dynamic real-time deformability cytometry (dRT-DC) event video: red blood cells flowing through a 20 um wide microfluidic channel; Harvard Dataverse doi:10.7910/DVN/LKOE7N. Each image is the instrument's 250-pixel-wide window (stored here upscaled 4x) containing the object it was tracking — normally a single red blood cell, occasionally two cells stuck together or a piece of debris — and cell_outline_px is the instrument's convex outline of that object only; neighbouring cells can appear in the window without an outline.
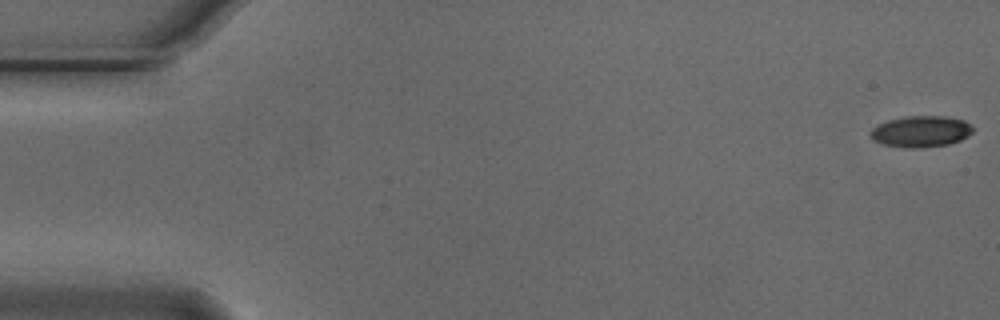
{"species": "Egyptian fruit bat (a non-hibernating species)", "species_latin": "Rousettus aegyptiacus", "temperature_condition": "cold", "stored_images_in_passage": 55, "camera_frame_rate_fps": 3000, "um_per_image_px": 0.085, "animal": {"sex": "male"}, "frame": {"image": 1, "passage_image": 1, "time_ms": 0.0, "image_size_px": [1000, 320], "cell_outline_px": [[972, 132], [968, 136], [960, 140], [948, 144], [920, 148], [904, 148], [884, 144], [872, 140], [872, 128], [888, 120], [904, 116], [944, 116], [964, 120], [972, 128]], "centroid_in_image_um": [78.28, 11.18], "position_along_channel_um": 6.7, "area_um2": 18.5}}
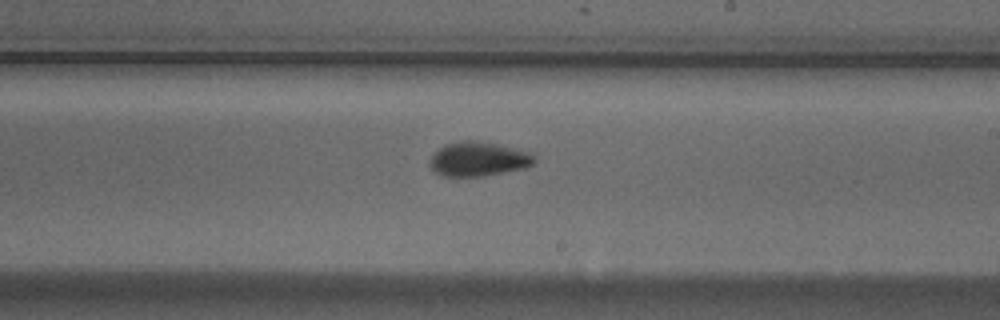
{"frame": {"image": 2, "passage_image": 32, "time_ms": 10.333, "image_size_px": [1000, 320], "cell_outline_px": [[536, 160], [532, 164], [524, 168], [484, 176], [444, 176], [436, 172], [428, 164], [432, 156], [444, 144], [460, 140], [468, 140], [496, 144], [532, 152], [536, 156]], "centroid_in_image_um": [40.68, 13.52], "position_along_channel_um": 248.3, "area_um2": 20.81}}
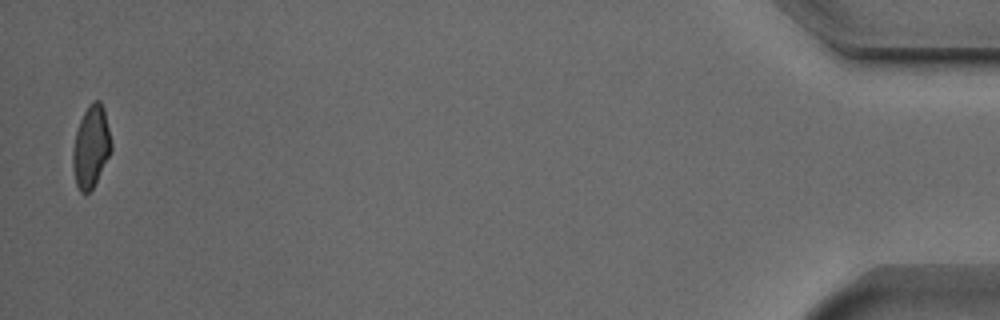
{"frame": {"image": 3, "passage_image": 54, "time_ms": 17.667, "image_size_px": [1000, 320], "cell_outline_px": [[112, 148], [92, 188], [88, 192], [80, 192], [76, 184], [72, 164], [72, 152], [76, 132], [80, 120], [88, 104], [92, 100], [100, 100], [104, 108], [112, 144]], "centroid_in_image_um": [7.72, 12.41], "position_along_channel_um": 427.5, "area_um2": 18.09}, "authors_computed_cell_mechanics": {"area_um2": 19.5364, "velocity_mm_per_s": 3.7602, "shape_relaxation_time_tau1_ms": 3.5264, "shape_relaxation_time_tau2_ms": 2.7913, "deformation_change_tau1": 0.1318, "deformation_change_tau2": 0.0686}}